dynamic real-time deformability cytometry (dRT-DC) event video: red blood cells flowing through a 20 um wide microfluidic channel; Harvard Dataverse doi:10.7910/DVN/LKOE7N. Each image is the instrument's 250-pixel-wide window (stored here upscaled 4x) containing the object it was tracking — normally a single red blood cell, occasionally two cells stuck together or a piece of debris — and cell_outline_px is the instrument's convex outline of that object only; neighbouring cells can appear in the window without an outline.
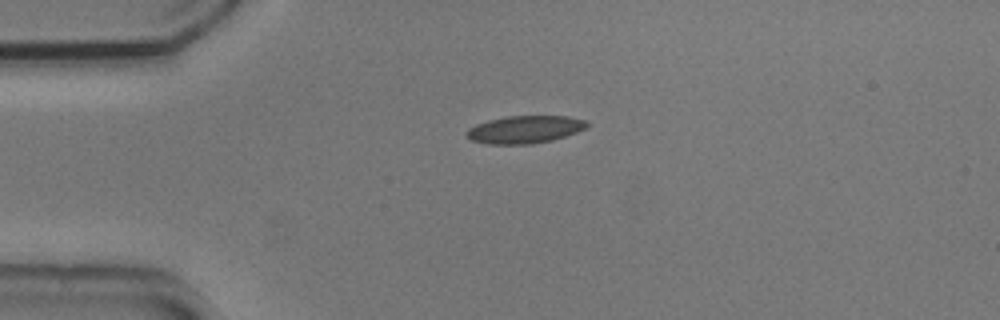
{"species": "common noctule bat (a hibernating species)", "species_latin": "Nyctalus noctula", "temperature_condition": "cold", "stored_images_in_passage": 43, "camera_frame_rate_fps": 3000, "um_per_image_px": 0.085, "animal": {"sex": "male", "body_mass_g": 20.5, "forearm_length_mm": 52.5}, "frame": {"image": 1, "passage_image": 1, "time_ms": 0.0, "image_size_px": [1000, 320], "cell_outline_px": [[588, 128], [552, 140], [532, 144], [488, 144], [472, 140], [464, 136], [464, 132], [468, 128], [476, 124], [488, 120], [508, 116], [568, 116], [584, 120], [588, 124]], "centroid_in_image_um": [44.57, 11.01], "position_along_channel_um": 40.4, "area_um2": 19.42}}
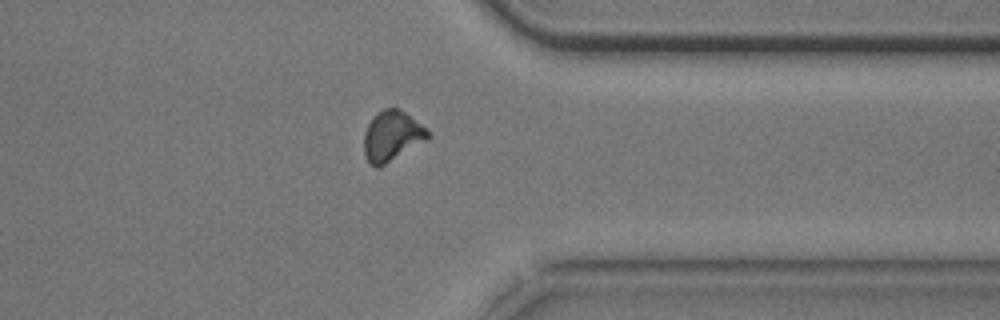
{"frame": {"image": 2, "passage_image": 31, "time_ms": 10.0, "image_size_px": [1000, 320], "cell_outline_px": [[432, 136], [428, 140], [384, 164], [376, 168], [368, 164], [364, 156], [364, 132], [372, 116], [376, 112], [384, 108], [396, 108], [404, 112], [420, 124]], "centroid_in_image_um": [33.27, 11.57], "position_along_channel_um": 378.1, "area_um2": 18.67}}
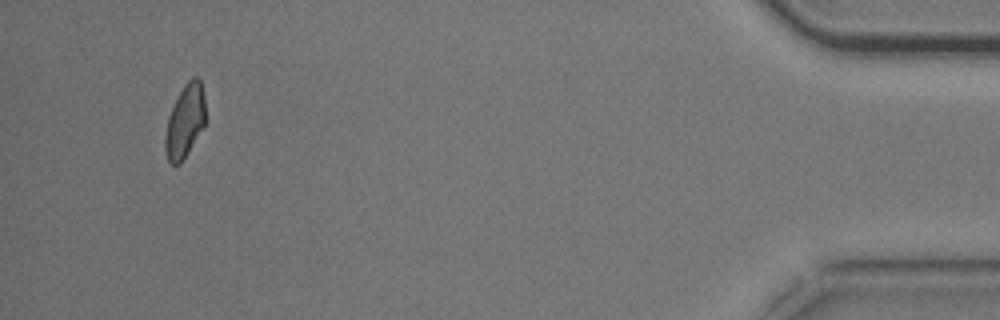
{"frame": {"image": 3, "passage_image": 40, "time_ms": 13.0, "image_size_px": [1000, 320], "cell_outline_px": [[204, 124], [188, 152], [180, 164], [172, 164], [168, 160], [164, 148], [164, 136], [168, 116], [184, 84], [192, 76], [196, 76], [200, 80], [204, 96]], "centroid_in_image_um": [15.69, 10.3], "position_along_channel_um": 419.5, "area_um2": 16.88}, "authors_computed_cell_mechanics": {"area_um2": 18.785, "velocity_mm_per_s": 3.6855, "shape_relaxation_time_tau1_ms": 6.3353, "shape_relaxation_time_tau2_ms": 3.838, "deformation_change_tau1": 0.1174, "deformation_change_tau2": 0.0904}}